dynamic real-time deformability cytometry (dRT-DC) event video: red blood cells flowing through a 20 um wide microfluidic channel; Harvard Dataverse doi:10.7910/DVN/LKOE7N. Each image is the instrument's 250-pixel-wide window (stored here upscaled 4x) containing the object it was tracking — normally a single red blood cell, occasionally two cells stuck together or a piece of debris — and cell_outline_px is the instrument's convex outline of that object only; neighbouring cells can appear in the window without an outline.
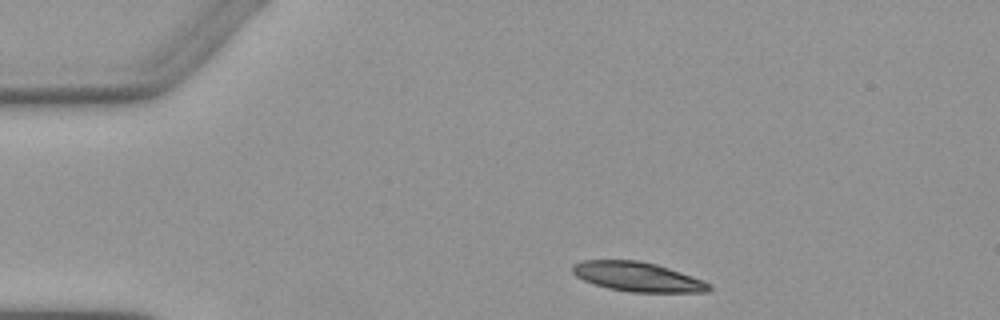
{"species": "Egyptian fruit bat (a non-hibernating species)", "species_latin": "Rousettus aegyptiacus", "temperature_condition": "warm", "stored_images_in_passage": 3, "camera_frame_rate_fps": 3000, "um_per_image_px": 0.085, "animal": {"sex": "female"}, "frame": {"image": 1, "passage_image": 1, "time_ms": 0.0, "image_size_px": [1000, 320], "cell_outline_px": [[712, 288], [708, 292], [632, 292], [608, 288], [584, 280], [576, 276], [572, 272], [572, 264], [584, 260], [640, 260], [656, 264], [704, 280], [712, 284]], "centroid_in_image_um": [54.22, 23.52], "position_along_channel_um": 30.8, "area_um2": 23.41}}
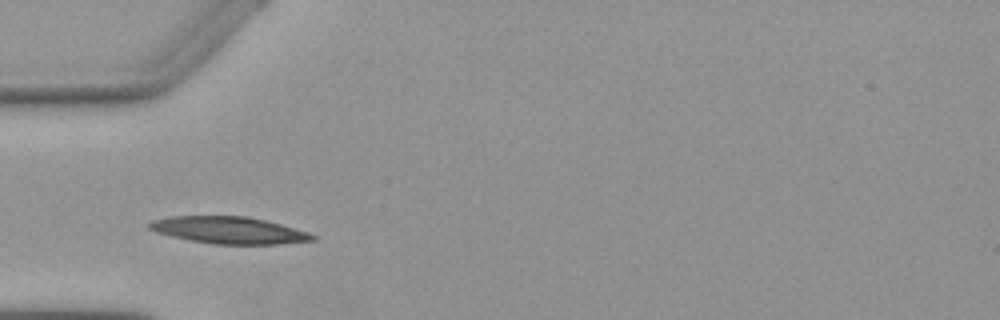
{"frame": {"image": 2, "passage_image": 2, "time_ms": 2.333, "image_size_px": [1000, 320], "cell_outline_px": [[316, 240], [276, 244], [212, 244], [188, 240], [156, 232], [148, 228], [148, 224], [152, 220], [172, 216], [248, 216], [280, 224], [308, 232], [316, 236]], "centroid_in_image_um": [19.44, 19.57], "position_along_channel_um": 65.6, "area_um2": 25.55}}
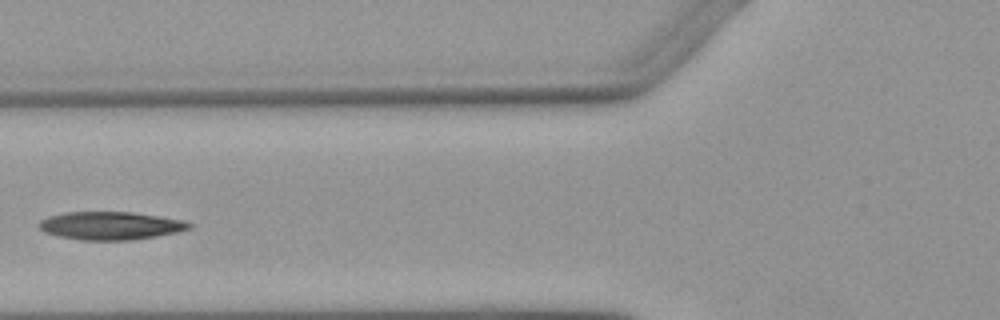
{"frame": {"image": 3, "passage_image": 3, "time_ms": 3.667, "image_size_px": [1000, 320], "cell_outline_px": [[192, 228], [176, 232], [156, 236], [128, 240], [80, 240], [56, 236], [44, 232], [40, 228], [40, 220], [48, 216], [64, 212], [132, 212], [184, 220], [192, 224]], "centroid_in_image_um": [9.37, 19.18], "position_along_channel_um": 116.4, "area_um2": 24.51}}